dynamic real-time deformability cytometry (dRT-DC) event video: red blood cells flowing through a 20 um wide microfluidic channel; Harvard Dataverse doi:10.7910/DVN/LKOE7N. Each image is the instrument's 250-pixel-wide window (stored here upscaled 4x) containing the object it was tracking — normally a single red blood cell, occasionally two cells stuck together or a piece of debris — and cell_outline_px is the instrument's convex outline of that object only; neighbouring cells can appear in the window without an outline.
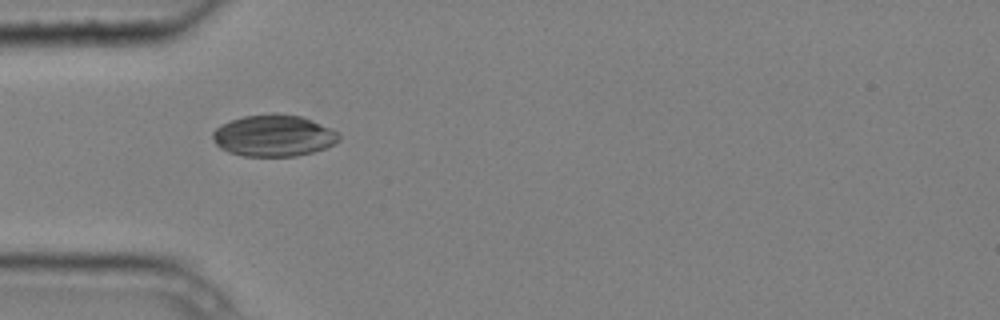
{"species": "common noctule bat (a hibernating species)", "species_latin": "Nyctalus noctula", "temperature_condition": "cold", "stored_images_in_passage": 5, "camera_frame_rate_fps": 3000, "um_per_image_px": 0.085, "animal": {"sex": "male", "body_mass_g": 20.4}, "frame": {"image": 1, "passage_image": 4, "time_ms": 1.0, "image_size_px": [1000, 320], "cell_outline_px": [[340, 140], [336, 144], [312, 152], [296, 156], [244, 156], [228, 152], [220, 148], [212, 140], [212, 132], [216, 128], [232, 120], [244, 116], [276, 112], [300, 116], [312, 120], [340, 132]], "centroid_in_image_um": [23.28, 11.52], "position_along_channel_um": 61.7, "area_um2": 30.81}}
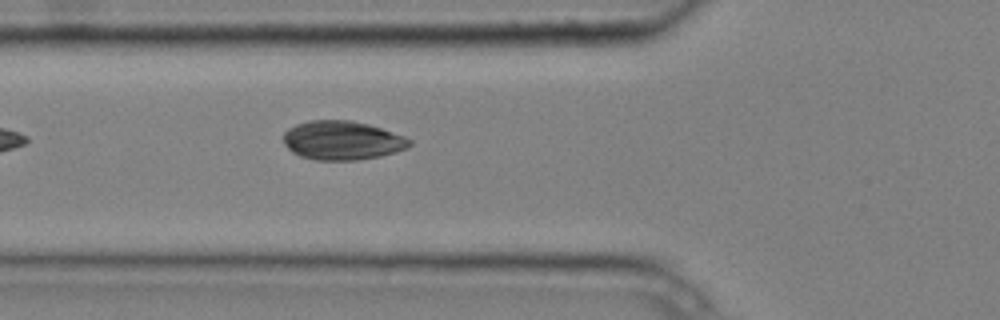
{"frame": {"image": 2, "passage_image": 5, "time_ms": 1.333, "image_size_px": [1000, 320], "cell_outline_px": [[412, 144], [408, 148], [396, 152], [380, 156], [356, 160], [316, 160], [300, 156], [292, 152], [284, 144], [280, 136], [288, 128], [296, 124], [308, 120], [352, 120], [368, 124], [404, 136], [412, 140]], "centroid_in_image_um": [29.05, 11.93], "position_along_channel_um": 96.7, "area_um2": 28.9}}